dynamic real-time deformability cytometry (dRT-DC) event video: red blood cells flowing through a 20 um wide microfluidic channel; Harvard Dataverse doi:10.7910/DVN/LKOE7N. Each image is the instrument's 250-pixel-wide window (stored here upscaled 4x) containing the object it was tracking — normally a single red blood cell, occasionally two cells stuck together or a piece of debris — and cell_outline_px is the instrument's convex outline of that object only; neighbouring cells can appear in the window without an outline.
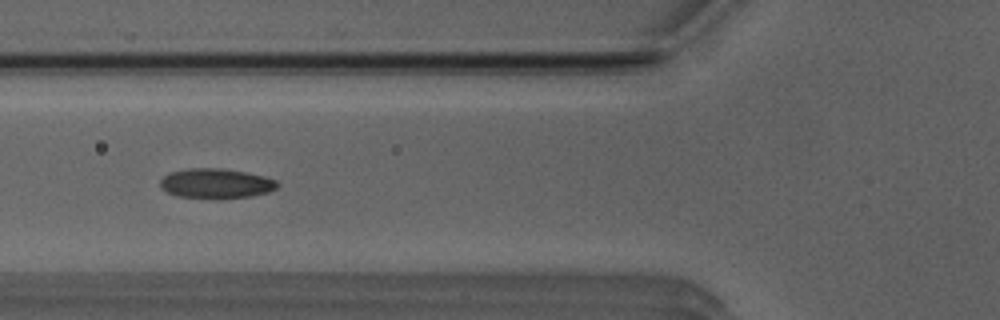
{"species": "Egyptian fruit bat (a non-hibernating species)", "species_latin": "Rousettus aegyptiacus", "temperature_condition": "room temperature", "stored_images_in_passage": 38, "segment_of_instrument_passage": [1, 2], "camera_frame_rate_fps": 3000, "um_per_image_px": 0.085, "animal": {"sex": "male"}, "frame": {"image": 1, "passage_image": 4, "time_ms": 1.0, "image_size_px": [1000, 320], "cell_outline_px": [[280, 184], [276, 188], [268, 192], [252, 196], [176, 196], [160, 188], [160, 180], [164, 176], [172, 172], [192, 168], [220, 168], [244, 172], [264, 176], [276, 180]], "centroid_in_image_um": [18.37, 15.56], "position_along_channel_um": 107.4, "area_um2": 19.54}}
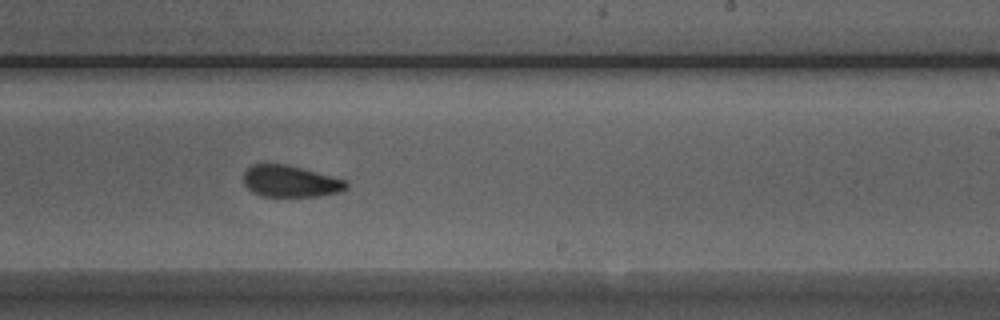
{"frame": {"image": 2, "passage_image": 16, "time_ms": 5.0, "image_size_px": [1000, 320], "cell_outline_px": [[348, 188], [340, 192], [316, 196], [264, 196], [252, 192], [244, 184], [244, 172], [252, 164], [284, 164], [348, 180]], "centroid_in_image_um": [24.7, 15.41], "position_along_channel_um": 264.3, "area_um2": 18.79}}
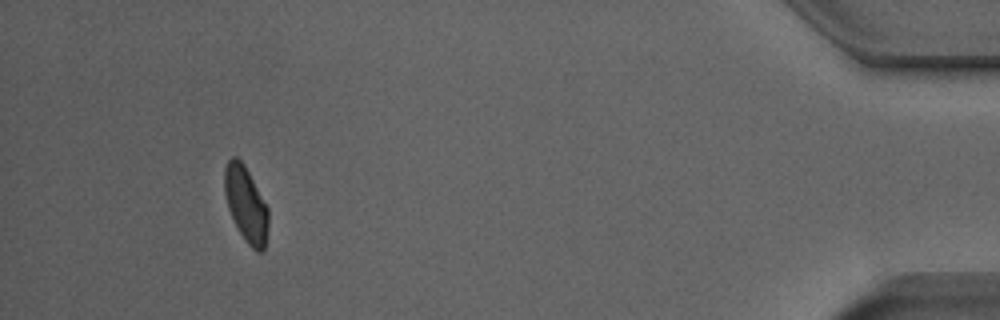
{"frame": {"image": 3, "passage_image": 33, "time_ms": 10.667, "image_size_px": [1000, 320], "cell_outline_px": [[268, 228], [264, 252], [256, 252], [244, 240], [228, 208], [224, 192], [224, 172], [228, 160], [232, 156], [236, 156], [244, 164], [268, 208]], "centroid_in_image_um": [20.91, 17.38], "position_along_channel_um": 414.3, "area_um2": 19.13}}